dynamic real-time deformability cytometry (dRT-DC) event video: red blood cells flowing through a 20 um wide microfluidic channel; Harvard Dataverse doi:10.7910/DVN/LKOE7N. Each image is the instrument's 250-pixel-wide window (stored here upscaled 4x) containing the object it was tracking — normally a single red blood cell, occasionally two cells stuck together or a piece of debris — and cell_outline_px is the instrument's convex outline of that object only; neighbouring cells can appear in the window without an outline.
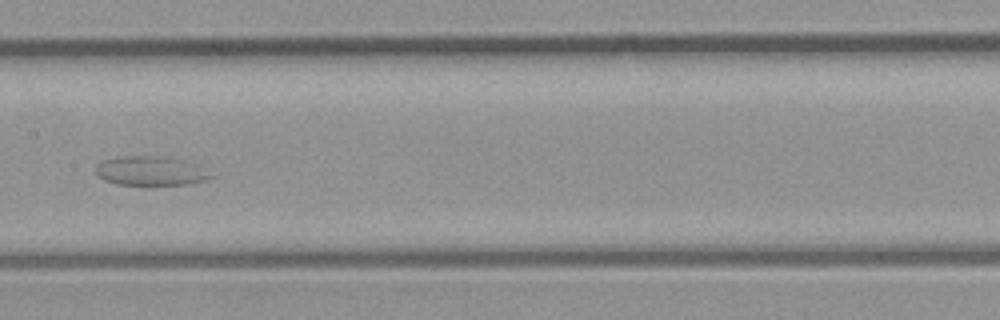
{"species": "common noctule bat (a hibernating species)", "species_latin": "Nyctalus noctula", "temperature_condition": "room temperature", "stored_images_in_passage": 43, "camera_frame_rate_fps": 3000, "um_per_image_px": 0.085, "animal": {"sex": "male", "body_mass_g": 23.1, "forearm_length_mm": 52.7}, "frame": {"image": 1, "passage_image": 22, "time_ms": 7.0, "image_size_px": [1000, 320], "cell_outline_px": [[216, 176], [204, 180], [188, 184], [116, 184], [104, 180], [96, 172], [96, 164], [104, 160], [120, 156], [180, 156], [196, 164]], "centroid_in_image_um": [12.86, 14.49], "position_along_channel_um": 194.5, "area_um2": 19.83}}
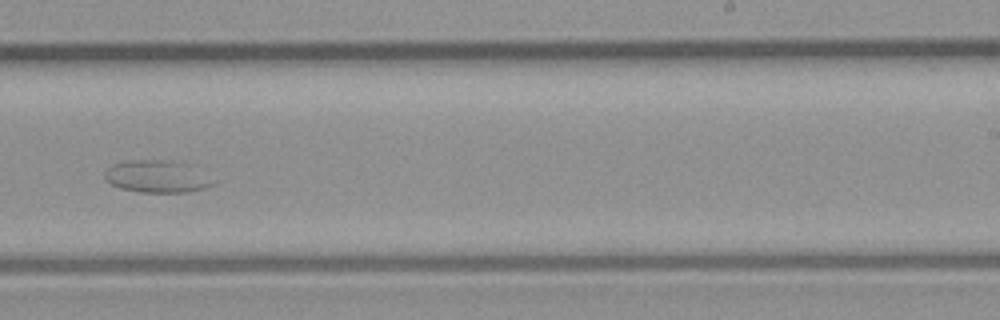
{"frame": {"image": 2, "passage_image": 27, "time_ms": 8.667, "image_size_px": [1000, 320], "cell_outline_px": [[212, 184], [204, 188], [188, 192], [140, 192], [120, 188], [112, 184], [104, 176], [104, 172], [112, 164], [124, 160], [180, 160]], "centroid_in_image_um": [13.18, 14.99], "position_along_channel_um": 275.8, "area_um2": 19.65}}
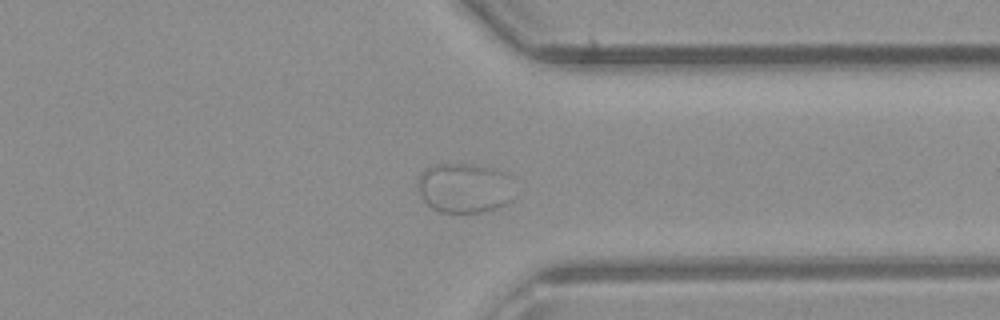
{"frame": {"image": 3, "passage_image": 33, "time_ms": 10.667, "image_size_px": [1000, 320], "cell_outline_px": [[512, 200], [496, 208], [480, 212], [440, 212], [432, 208], [420, 196], [416, 184], [420, 172], [424, 168], [432, 164], [472, 164], [496, 168], [508, 172], [512, 176]], "centroid_in_image_um": [39.47, 15.94], "position_along_channel_um": 371.9, "area_um2": 28.67}}